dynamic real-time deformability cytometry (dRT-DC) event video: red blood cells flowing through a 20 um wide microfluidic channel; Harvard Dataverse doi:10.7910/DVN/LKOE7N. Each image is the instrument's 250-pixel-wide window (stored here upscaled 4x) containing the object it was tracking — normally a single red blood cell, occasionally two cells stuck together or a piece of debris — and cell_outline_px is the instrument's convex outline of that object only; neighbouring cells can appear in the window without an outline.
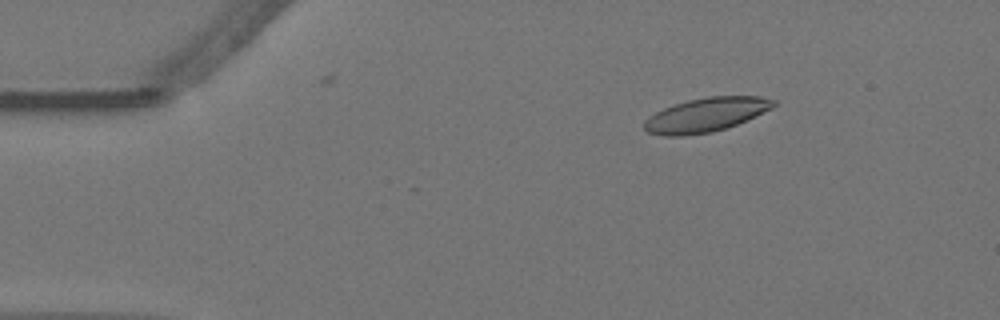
{"species": "Egyptian fruit bat (a non-hibernating species)", "species_latin": "Rousettus aegyptiacus", "temperature_condition": "warm", "stored_images_in_passage": 11, "camera_frame_rate_fps": 3000, "um_per_image_px": 0.085, "animal": {"sex": "female"}, "frame": {"image": 1, "passage_image": 9, "time_ms": 2.667, "image_size_px": [1000, 320], "cell_outline_px": [[776, 104], [772, 108], [736, 124], [712, 132], [684, 136], [660, 136], [648, 132], [644, 128], [644, 120], [648, 116], [672, 104], [688, 100], [708, 96], [760, 96], [776, 100]], "centroid_in_image_um": [59.96, 9.76], "position_along_channel_um": 25.0, "area_um2": 25.66}}